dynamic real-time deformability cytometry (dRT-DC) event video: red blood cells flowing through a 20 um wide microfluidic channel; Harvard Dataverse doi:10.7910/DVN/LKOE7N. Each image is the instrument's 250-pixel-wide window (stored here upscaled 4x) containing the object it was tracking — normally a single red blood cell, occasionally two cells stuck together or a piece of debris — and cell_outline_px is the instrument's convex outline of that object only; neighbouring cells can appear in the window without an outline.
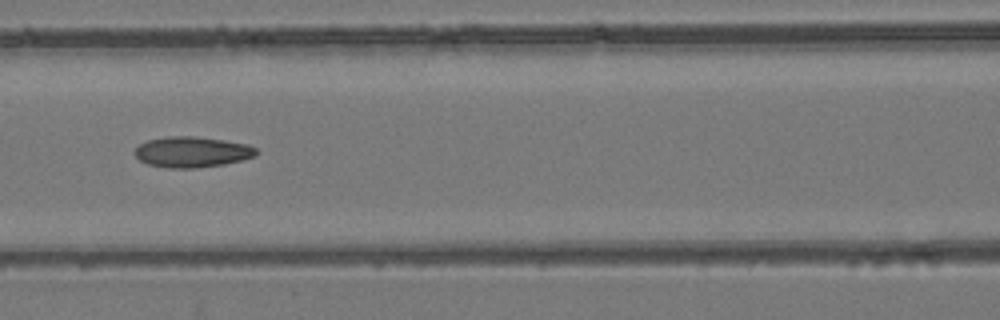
{"species": "common noctule bat (a hibernating species)", "species_latin": "Nyctalus noctula", "temperature_condition": "room temperature", "stored_images_in_passage": 6, "camera_frame_rate_fps": 3000, "um_per_image_px": 0.085, "animal": {"sex": "female", "body_mass_g": 24.6, "forearm_length_mm": 56.2}, "frame": {"image": 1, "passage_image": 6, "time_ms": 7.333, "image_size_px": [1000, 320], "cell_outline_px": [[256, 156], [224, 164], [192, 168], [168, 168], [148, 164], [140, 160], [132, 152], [140, 144], [148, 140], [168, 136], [196, 136], [224, 140], [248, 144], [256, 148]], "centroid_in_image_um": [16.3, 12.91], "position_along_channel_um": 150.3, "area_um2": 21.68}}